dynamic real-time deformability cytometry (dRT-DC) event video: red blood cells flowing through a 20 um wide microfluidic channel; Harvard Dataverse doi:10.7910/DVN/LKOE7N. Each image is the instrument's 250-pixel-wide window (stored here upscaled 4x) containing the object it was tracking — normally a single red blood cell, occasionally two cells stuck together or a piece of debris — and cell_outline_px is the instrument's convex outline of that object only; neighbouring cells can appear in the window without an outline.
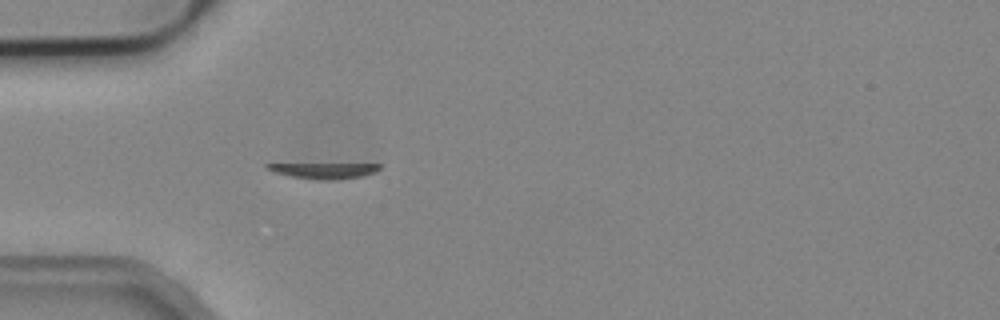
{"species": "common noctule bat (a hibernating species)", "species_latin": "Nyctalus noctula", "temperature_condition": "cold", "stored_images_in_passage": 5, "segment_of_instrument_passage": [2, 2], "camera_frame_rate_fps": 3000, "um_per_image_px": 0.085, "animal": {"sex": "male", "body_mass_g": 19.2, "forearm_length_mm": 51.8}, "frame": {"image": 1, "passage_image": 5, "time_ms": 1.333, "image_size_px": [1000, 320], "cell_outline_px": [[380, 168], [376, 172], [360, 176], [336, 180], [320, 180], [292, 176], [272, 172], [264, 164], [380, 164]], "centroid_in_image_um": [27.56, 14.5], "position_along_channel_um": 57.4, "area_um2": 10.12}}